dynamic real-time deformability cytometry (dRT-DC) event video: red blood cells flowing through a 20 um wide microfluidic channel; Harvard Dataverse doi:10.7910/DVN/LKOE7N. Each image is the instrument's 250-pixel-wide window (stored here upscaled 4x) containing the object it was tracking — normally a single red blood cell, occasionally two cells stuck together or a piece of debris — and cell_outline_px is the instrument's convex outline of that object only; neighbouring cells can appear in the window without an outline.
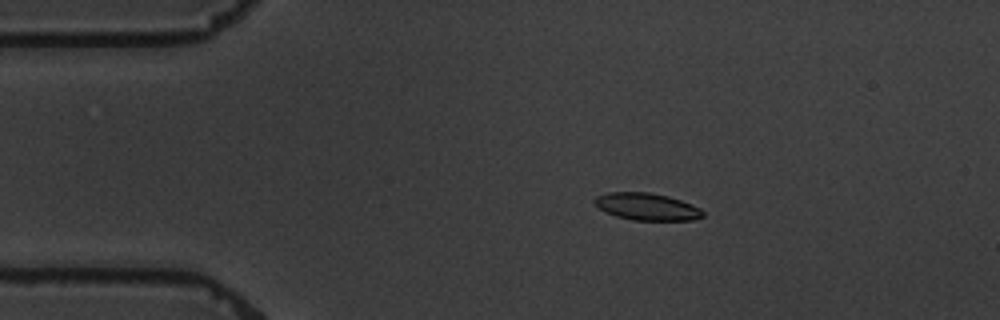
{"species": "common noctule bat (a hibernating species)", "species_latin": "Nyctalus noctula", "temperature_condition": "warm", "stored_images_in_passage": 5, "camera_frame_rate_fps": 3000, "um_per_image_px": 0.085, "animal": {"sex": "male", "body_mass_g": 19.5, "forearm_length_mm": 54.6}, "frame": {"image": 1, "passage_image": 2, "time_ms": 1.0, "image_size_px": [1000, 320], "cell_outline_px": [[704, 216], [692, 220], [632, 220], [616, 216], [604, 212], [592, 200], [596, 196], [608, 192], [648, 192], [668, 196], [692, 204], [700, 208], [704, 212]], "centroid_in_image_um": [54.97, 17.56], "position_along_channel_um": 30.0, "area_um2": 17.17}}
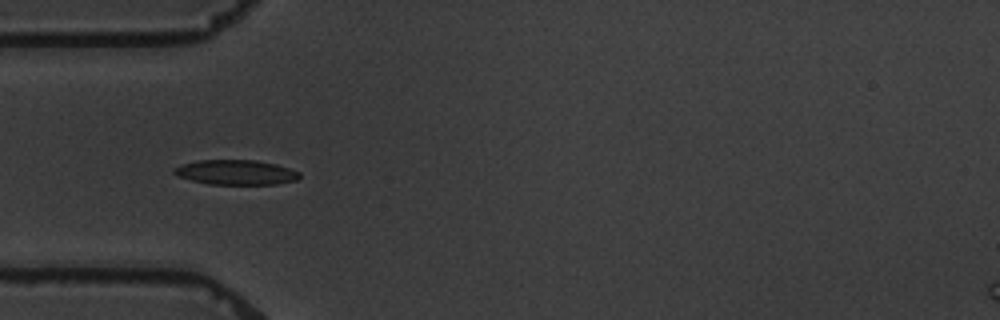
{"frame": {"image": 2, "passage_image": 4, "time_ms": 3.333, "image_size_px": [1000, 320], "cell_outline_px": [[300, 176], [296, 180], [276, 184], [208, 184], [176, 176], [172, 172], [172, 168], [184, 164], [200, 160], [256, 160], [276, 164], [300, 172]], "centroid_in_image_um": [20.03, 14.65], "position_along_channel_um": 65.0, "area_um2": 18.09}}
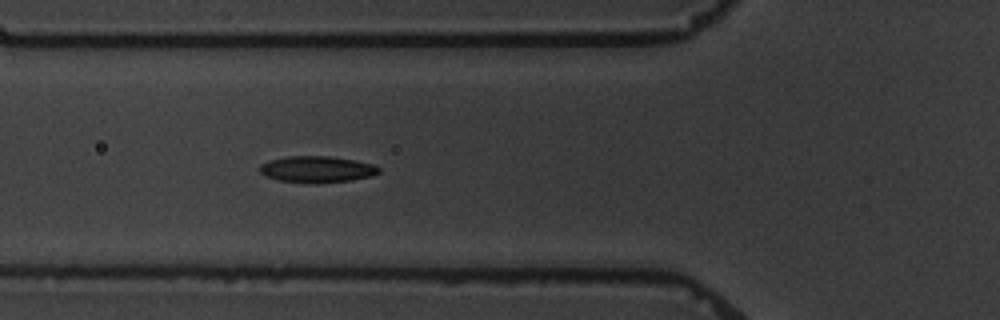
{"frame": {"image": 3, "passage_image": 5, "time_ms": 4.333, "image_size_px": [1000, 320], "cell_outline_px": [[380, 172], [372, 176], [352, 180], [280, 180], [264, 176], [260, 172], [260, 164], [268, 160], [288, 156], [328, 156], [356, 160], [376, 164], [380, 168]], "centroid_in_image_um": [26.97, 14.33], "position_along_channel_um": 98.8, "area_um2": 17.57}}